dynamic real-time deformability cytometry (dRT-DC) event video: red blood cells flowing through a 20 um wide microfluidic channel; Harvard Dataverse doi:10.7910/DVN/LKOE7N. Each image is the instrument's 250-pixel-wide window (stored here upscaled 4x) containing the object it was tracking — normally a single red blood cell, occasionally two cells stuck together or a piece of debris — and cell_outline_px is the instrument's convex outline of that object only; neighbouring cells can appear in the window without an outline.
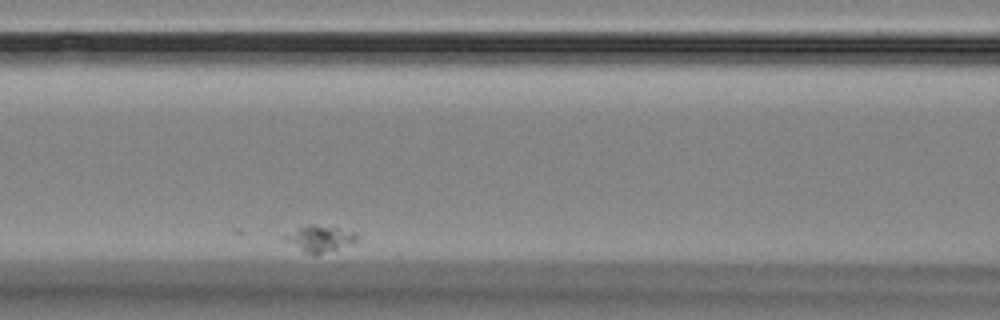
{"species": "Egyptian fruit bat (a non-hibernating species)", "species_latin": "Rousettus aegyptiacus", "temperature_condition": "room temperature", "stored_images_in_passage": 4, "camera_frame_rate_fps": 3000, "um_per_image_px": 0.085, "animal": {"sex": "female"}, "frame": {"image": 1, "passage_image": 4, "time_ms": 3.333, "image_size_px": [1000, 320], "cell_outline_px": [[360, 240], [352, 244], [316, 256], [312, 256], [304, 252], [284, 240], [284, 236], [296, 228], [308, 224], [312, 224], [336, 228], [356, 232]], "centroid_in_image_um": [27.22, 20.31], "position_along_channel_um": 139.4, "area_um2": 11.21}}